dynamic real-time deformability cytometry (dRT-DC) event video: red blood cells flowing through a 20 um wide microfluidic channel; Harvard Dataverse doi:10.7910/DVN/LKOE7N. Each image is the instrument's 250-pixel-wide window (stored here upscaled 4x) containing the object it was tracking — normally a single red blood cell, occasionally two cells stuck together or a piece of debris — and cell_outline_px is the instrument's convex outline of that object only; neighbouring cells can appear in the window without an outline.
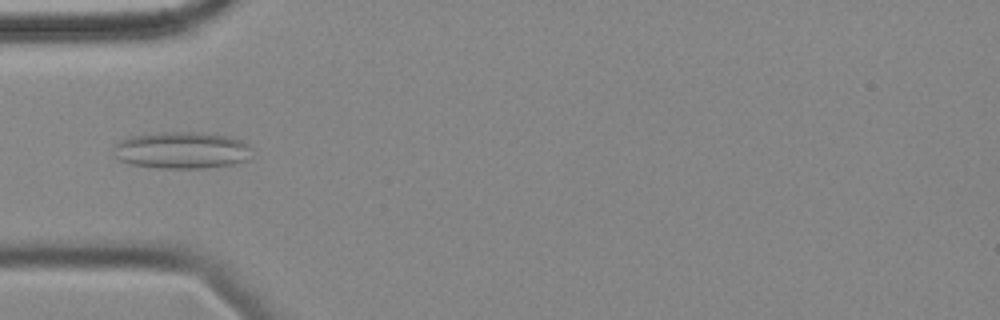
{"species": "common noctule bat (a hibernating species)", "species_latin": "Nyctalus noctula", "temperature_condition": "cold", "stored_images_in_passage": 6, "camera_frame_rate_fps": 3000, "um_per_image_px": 0.085, "animal": {"sex": "female", "body_mass_g": 18.4}, "frame": {"image": 1, "passage_image": 4, "time_ms": 4.333, "image_size_px": [1000, 320], "cell_outline_px": [[252, 148], [248, 160], [232, 164], [204, 168], [156, 168], [128, 164], [112, 156], [112, 148], [120, 140], [132, 136], [160, 132], [204, 132], [232, 136], [244, 140]], "centroid_in_image_um": [15.45, 12.76], "position_along_channel_um": 69.6, "area_um2": 30.35}}